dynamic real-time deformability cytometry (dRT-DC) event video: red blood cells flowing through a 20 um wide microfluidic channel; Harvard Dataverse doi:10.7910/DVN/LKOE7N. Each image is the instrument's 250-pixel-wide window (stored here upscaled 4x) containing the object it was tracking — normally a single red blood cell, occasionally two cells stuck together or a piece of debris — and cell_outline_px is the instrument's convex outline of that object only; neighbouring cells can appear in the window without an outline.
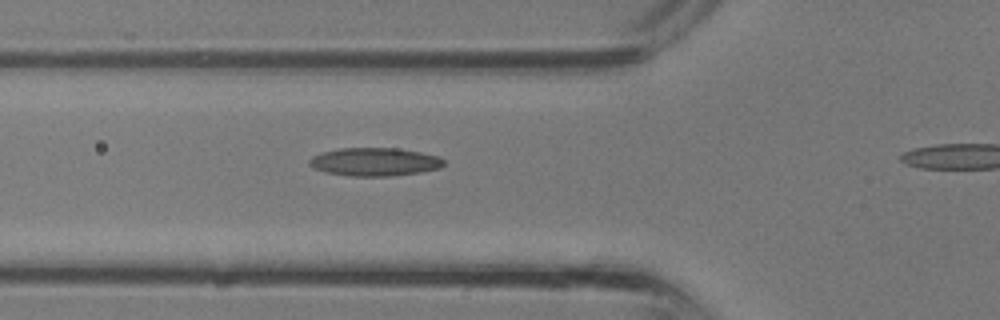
{"species": "common noctule bat (a hibernating species)", "species_latin": "Nyctalus noctula", "temperature_condition": "room temperature", "stored_images_in_passage": 19, "camera_frame_rate_fps": 3000, "um_per_image_px": 0.085, "animal": {"sex": "male", "body_mass_g": 13.3}, "frame": {"image": 1, "passage_image": 8, "time_ms": 2.333, "image_size_px": [1000, 320], "cell_outline_px": [[444, 164], [440, 168], [420, 172], [392, 176], [348, 176], [324, 172], [312, 168], [308, 164], [308, 160], [312, 156], [320, 152], [340, 148], [396, 148], [420, 152], [440, 156], [444, 160]], "centroid_in_image_um": [31.8, 13.76], "position_along_channel_um": 94.0, "area_um2": 22.37}}
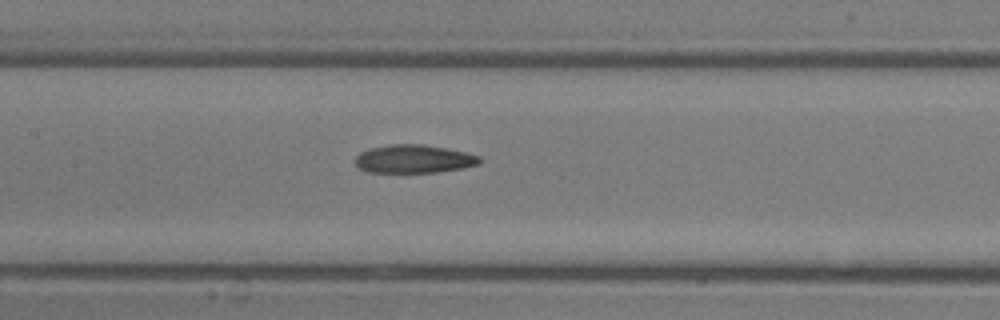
{"frame": {"image": 2, "passage_image": 12, "time_ms": 3.667, "image_size_px": [1000, 320], "cell_outline_px": [[480, 164], [464, 168], [436, 172], [368, 172], [360, 168], [356, 164], [356, 156], [360, 152], [368, 148], [388, 144], [424, 144], [464, 152], [480, 156]], "centroid_in_image_um": [35.16, 13.5], "position_along_channel_um": 172.2, "area_um2": 20.46}}
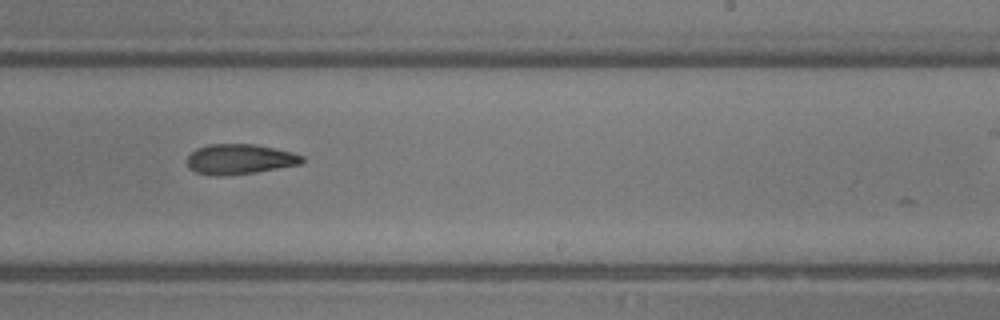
{"frame": {"image": 3, "passage_image": 17, "time_ms": 5.333, "image_size_px": [1000, 320], "cell_outline_px": [[304, 160], [300, 164], [256, 172], [224, 176], [216, 176], [196, 172], [188, 168], [188, 156], [196, 148], [208, 144], [252, 144], [292, 152], [304, 156]], "centroid_in_image_um": [20.35, 13.53], "position_along_channel_um": 268.6, "area_um2": 20.11}}